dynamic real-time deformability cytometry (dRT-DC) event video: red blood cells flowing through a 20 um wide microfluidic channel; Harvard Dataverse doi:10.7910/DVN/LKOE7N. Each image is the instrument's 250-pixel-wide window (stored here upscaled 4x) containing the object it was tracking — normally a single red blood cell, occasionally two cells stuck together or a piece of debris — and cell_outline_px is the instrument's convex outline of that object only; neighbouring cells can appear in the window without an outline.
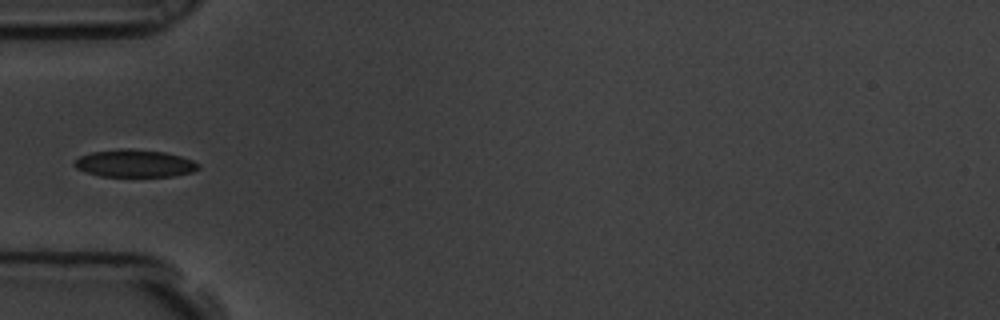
{"species": "common noctule bat (a hibernating species)", "species_latin": "Nyctalus noctula", "temperature_condition": "room temperature", "stored_images_in_passage": 10, "camera_frame_rate_fps": 3000, "um_per_image_px": 0.085, "animal": {"sex": "male", "body_mass_g": 19.5, "forearm_length_mm": 54.6}, "frame": {"image": 1, "passage_image": 5, "time_ms": 1.333, "image_size_px": [1000, 320], "cell_outline_px": [[200, 168], [192, 172], [172, 176], [100, 176], [76, 168], [72, 164], [80, 156], [92, 152], [120, 148], [132, 148], [164, 152], [180, 156], [192, 160], [200, 164]], "centroid_in_image_um": [11.45, 13.88], "position_along_channel_um": 73.5, "area_um2": 19.83}}
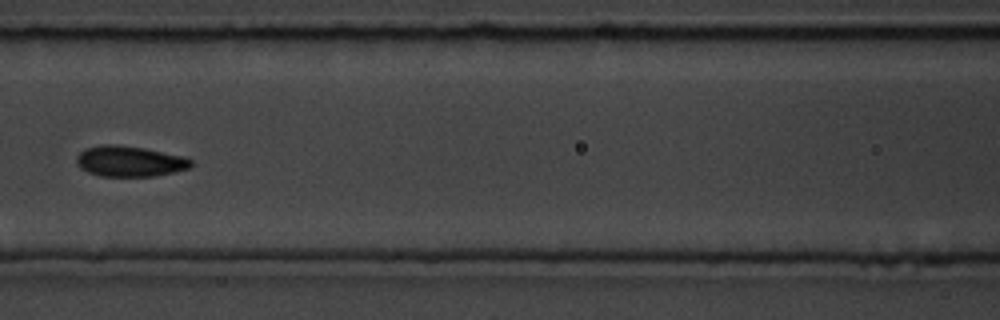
{"frame": {"image": 2, "passage_image": 7, "time_ms": 2.0, "image_size_px": [1000, 320], "cell_outline_px": [[192, 164], [188, 168], [156, 176], [100, 176], [88, 172], [80, 168], [76, 164], [76, 156], [84, 148], [104, 144], [116, 144], [144, 148], [184, 156], [192, 160]], "centroid_in_image_um": [10.98, 13.7], "position_along_channel_um": 155.6, "area_um2": 20.52}}
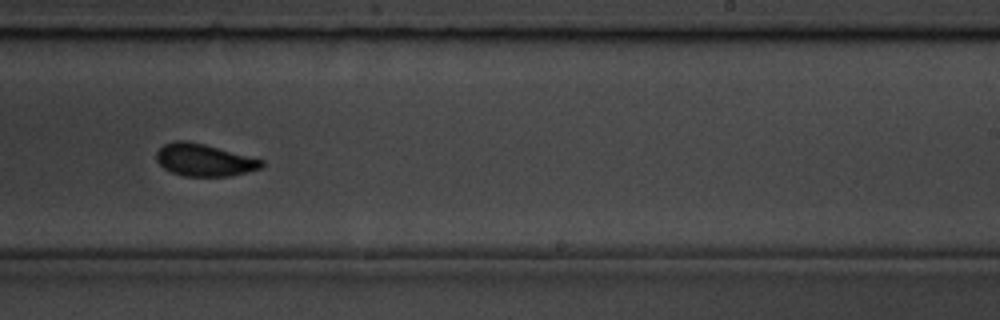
{"frame": {"image": 3, "passage_image": 10, "time_ms": 3.0, "image_size_px": [1000, 320], "cell_outline_px": [[264, 164], [260, 168], [248, 172], [228, 176], [184, 176], [172, 172], [164, 168], [156, 160], [156, 152], [164, 144], [172, 140], [188, 140], [204, 144], [264, 160]], "centroid_in_image_um": [17.33, 13.59], "position_along_channel_um": 271.7, "area_um2": 19.77}}